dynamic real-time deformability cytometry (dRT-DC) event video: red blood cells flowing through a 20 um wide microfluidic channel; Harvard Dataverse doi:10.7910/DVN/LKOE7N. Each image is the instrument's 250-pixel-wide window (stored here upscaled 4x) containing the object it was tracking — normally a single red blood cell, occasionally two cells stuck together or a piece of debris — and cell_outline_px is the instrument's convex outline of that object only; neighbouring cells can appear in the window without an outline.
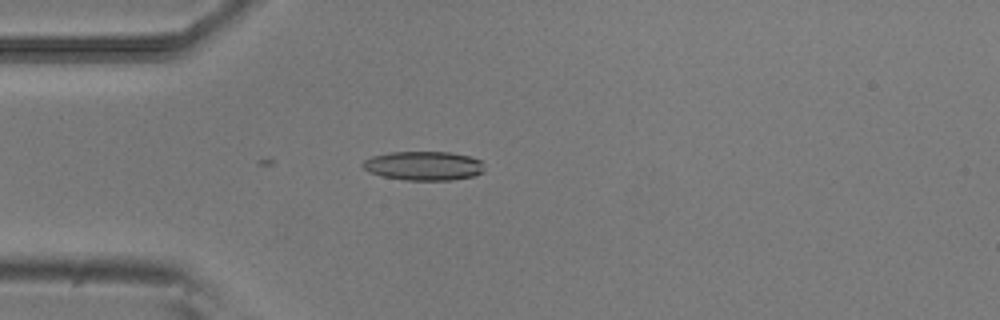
{"species": "common noctule bat (a hibernating species)", "species_latin": "Nyctalus noctula", "temperature_condition": "room temperature", "stored_images_in_passage": 8, "camera_frame_rate_fps": 3000, "um_per_image_px": 0.085, "animal": {"sex": "male", "body_mass_g": 20.5, "forearm_length_mm": 52.5}, "frame": {"image": 1, "passage_image": 3, "time_ms": 0.667, "image_size_px": [1000, 320], "cell_outline_px": [[484, 172], [472, 176], [452, 180], [404, 180], [380, 176], [368, 172], [360, 164], [364, 160], [372, 156], [388, 152], [452, 152], [468, 156], [480, 160], [484, 168]], "centroid_in_image_um": [35.97, 14.09], "position_along_channel_um": 49.0, "area_um2": 20.75}}
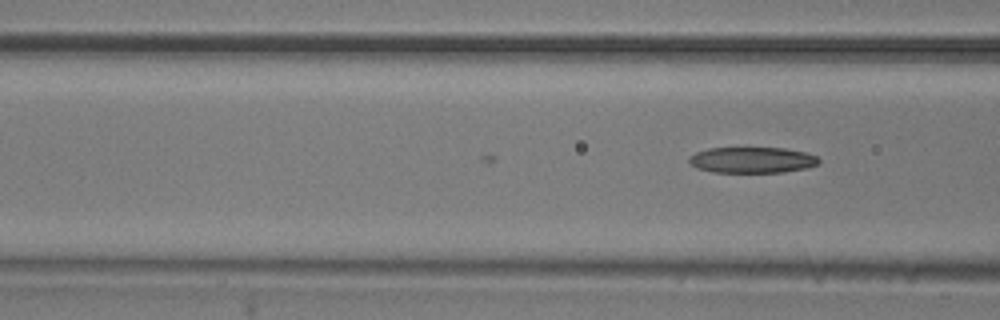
{"frame": {"image": 2, "passage_image": 8, "time_ms": 2.333, "image_size_px": [1000, 320], "cell_outline_px": [[820, 164], [808, 168], [784, 172], [712, 172], [696, 168], [688, 164], [688, 156], [696, 152], [708, 148], [784, 148], [804, 152], [816, 156], [820, 160]], "centroid_in_image_um": [63.9, 13.6], "position_along_channel_um": 102.7, "area_um2": 19.83}}